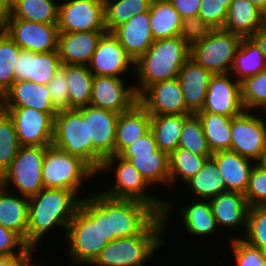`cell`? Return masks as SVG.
<instances>
[{"label":"cell","mask_w":266,"mask_h":266,"mask_svg":"<svg viewBox=\"0 0 266 266\" xmlns=\"http://www.w3.org/2000/svg\"><path fill=\"white\" fill-rule=\"evenodd\" d=\"M81 199L74 191L49 188L29 197L27 245L36 250L38 242L52 227L66 230Z\"/></svg>","instance_id":"cell-1"},{"label":"cell","mask_w":266,"mask_h":266,"mask_svg":"<svg viewBox=\"0 0 266 266\" xmlns=\"http://www.w3.org/2000/svg\"><path fill=\"white\" fill-rule=\"evenodd\" d=\"M65 238L69 243L72 265H90L105 248L108 243L102 230V192L81 199Z\"/></svg>","instance_id":"cell-2"},{"label":"cell","mask_w":266,"mask_h":266,"mask_svg":"<svg viewBox=\"0 0 266 266\" xmlns=\"http://www.w3.org/2000/svg\"><path fill=\"white\" fill-rule=\"evenodd\" d=\"M190 53L191 48L178 36L155 40L134 62L133 71L138 78V84H134L137 95L155 82L177 78Z\"/></svg>","instance_id":"cell-3"},{"label":"cell","mask_w":266,"mask_h":266,"mask_svg":"<svg viewBox=\"0 0 266 266\" xmlns=\"http://www.w3.org/2000/svg\"><path fill=\"white\" fill-rule=\"evenodd\" d=\"M166 226L163 216L158 215L139 235L109 242L90 265L144 266L163 244L161 236Z\"/></svg>","instance_id":"cell-4"},{"label":"cell","mask_w":266,"mask_h":266,"mask_svg":"<svg viewBox=\"0 0 266 266\" xmlns=\"http://www.w3.org/2000/svg\"><path fill=\"white\" fill-rule=\"evenodd\" d=\"M105 170L114 171L116 180L114 185H112L113 187L102 191L104 195L111 198L133 199L144 202L150 205L159 215L163 216L165 225L168 223L167 219L169 218L167 216H170L169 213H171L173 203L157 199V197L150 194L148 195L145 191L148 190L147 188L150 185L128 160L118 155L108 157L103 161L99 172Z\"/></svg>","instance_id":"cell-5"},{"label":"cell","mask_w":266,"mask_h":266,"mask_svg":"<svg viewBox=\"0 0 266 266\" xmlns=\"http://www.w3.org/2000/svg\"><path fill=\"white\" fill-rule=\"evenodd\" d=\"M96 173L80 157L50 145L47 147L42 163L44 188L67 189L76 194L81 189L83 179L92 178Z\"/></svg>","instance_id":"cell-6"},{"label":"cell","mask_w":266,"mask_h":266,"mask_svg":"<svg viewBox=\"0 0 266 266\" xmlns=\"http://www.w3.org/2000/svg\"><path fill=\"white\" fill-rule=\"evenodd\" d=\"M47 147L21 146L10 167L0 176V184L28 198L36 195L44 188L41 174ZM9 184L15 186L14 190Z\"/></svg>","instance_id":"cell-7"},{"label":"cell","mask_w":266,"mask_h":266,"mask_svg":"<svg viewBox=\"0 0 266 266\" xmlns=\"http://www.w3.org/2000/svg\"><path fill=\"white\" fill-rule=\"evenodd\" d=\"M241 40L240 35L215 29L191 47L190 58L213 74L229 73Z\"/></svg>","instance_id":"cell-8"},{"label":"cell","mask_w":266,"mask_h":266,"mask_svg":"<svg viewBox=\"0 0 266 266\" xmlns=\"http://www.w3.org/2000/svg\"><path fill=\"white\" fill-rule=\"evenodd\" d=\"M52 145L80 157L92 168V141H88L87 120L76 109L57 112Z\"/></svg>","instance_id":"cell-9"},{"label":"cell","mask_w":266,"mask_h":266,"mask_svg":"<svg viewBox=\"0 0 266 266\" xmlns=\"http://www.w3.org/2000/svg\"><path fill=\"white\" fill-rule=\"evenodd\" d=\"M87 120L88 141H92V169L99 172L103 161L114 156L118 115L91 105L76 109Z\"/></svg>","instance_id":"cell-10"},{"label":"cell","mask_w":266,"mask_h":266,"mask_svg":"<svg viewBox=\"0 0 266 266\" xmlns=\"http://www.w3.org/2000/svg\"><path fill=\"white\" fill-rule=\"evenodd\" d=\"M255 115L244 110L231 118L230 150L258 163L266 150V122Z\"/></svg>","instance_id":"cell-11"},{"label":"cell","mask_w":266,"mask_h":266,"mask_svg":"<svg viewBox=\"0 0 266 266\" xmlns=\"http://www.w3.org/2000/svg\"><path fill=\"white\" fill-rule=\"evenodd\" d=\"M158 215L144 202L110 197L111 241L139 235Z\"/></svg>","instance_id":"cell-12"},{"label":"cell","mask_w":266,"mask_h":266,"mask_svg":"<svg viewBox=\"0 0 266 266\" xmlns=\"http://www.w3.org/2000/svg\"><path fill=\"white\" fill-rule=\"evenodd\" d=\"M59 32L106 31L104 0H69L58 3Z\"/></svg>","instance_id":"cell-13"},{"label":"cell","mask_w":266,"mask_h":266,"mask_svg":"<svg viewBox=\"0 0 266 266\" xmlns=\"http://www.w3.org/2000/svg\"><path fill=\"white\" fill-rule=\"evenodd\" d=\"M4 32L23 50L46 53L58 49L57 24L8 19Z\"/></svg>","instance_id":"cell-14"},{"label":"cell","mask_w":266,"mask_h":266,"mask_svg":"<svg viewBox=\"0 0 266 266\" xmlns=\"http://www.w3.org/2000/svg\"><path fill=\"white\" fill-rule=\"evenodd\" d=\"M122 77L94 75L90 105L117 114L132 109L138 103V95L133 85H125Z\"/></svg>","instance_id":"cell-15"},{"label":"cell","mask_w":266,"mask_h":266,"mask_svg":"<svg viewBox=\"0 0 266 266\" xmlns=\"http://www.w3.org/2000/svg\"><path fill=\"white\" fill-rule=\"evenodd\" d=\"M12 118L21 146H50L54 119L34 108H2Z\"/></svg>","instance_id":"cell-16"},{"label":"cell","mask_w":266,"mask_h":266,"mask_svg":"<svg viewBox=\"0 0 266 266\" xmlns=\"http://www.w3.org/2000/svg\"><path fill=\"white\" fill-rule=\"evenodd\" d=\"M231 73L214 74L208 85L205 102L199 112L235 117L245 109L241 100V83Z\"/></svg>","instance_id":"cell-17"},{"label":"cell","mask_w":266,"mask_h":266,"mask_svg":"<svg viewBox=\"0 0 266 266\" xmlns=\"http://www.w3.org/2000/svg\"><path fill=\"white\" fill-rule=\"evenodd\" d=\"M138 103L150 115L192 114L186 107L178 78L149 85L138 96Z\"/></svg>","instance_id":"cell-18"},{"label":"cell","mask_w":266,"mask_h":266,"mask_svg":"<svg viewBox=\"0 0 266 266\" xmlns=\"http://www.w3.org/2000/svg\"><path fill=\"white\" fill-rule=\"evenodd\" d=\"M132 67L134 68L133 59L126 53L118 39L107 32L99 40L88 65L93 75L111 77H121Z\"/></svg>","instance_id":"cell-19"},{"label":"cell","mask_w":266,"mask_h":266,"mask_svg":"<svg viewBox=\"0 0 266 266\" xmlns=\"http://www.w3.org/2000/svg\"><path fill=\"white\" fill-rule=\"evenodd\" d=\"M1 108L30 107L48 113L53 119L58 110L52 105L47 84L28 80L14 81L0 99Z\"/></svg>","instance_id":"cell-20"},{"label":"cell","mask_w":266,"mask_h":266,"mask_svg":"<svg viewBox=\"0 0 266 266\" xmlns=\"http://www.w3.org/2000/svg\"><path fill=\"white\" fill-rule=\"evenodd\" d=\"M15 63V81L28 80L39 84H47L62 65L58 51L34 53L23 49Z\"/></svg>","instance_id":"cell-21"},{"label":"cell","mask_w":266,"mask_h":266,"mask_svg":"<svg viewBox=\"0 0 266 266\" xmlns=\"http://www.w3.org/2000/svg\"><path fill=\"white\" fill-rule=\"evenodd\" d=\"M106 31L59 32L58 55L62 64L88 66Z\"/></svg>","instance_id":"cell-22"},{"label":"cell","mask_w":266,"mask_h":266,"mask_svg":"<svg viewBox=\"0 0 266 266\" xmlns=\"http://www.w3.org/2000/svg\"><path fill=\"white\" fill-rule=\"evenodd\" d=\"M112 34L135 62L155 41L150 27V10L133 15Z\"/></svg>","instance_id":"cell-23"},{"label":"cell","mask_w":266,"mask_h":266,"mask_svg":"<svg viewBox=\"0 0 266 266\" xmlns=\"http://www.w3.org/2000/svg\"><path fill=\"white\" fill-rule=\"evenodd\" d=\"M214 74L189 58L178 74L187 109L196 114L202 110L210 79Z\"/></svg>","instance_id":"cell-24"},{"label":"cell","mask_w":266,"mask_h":266,"mask_svg":"<svg viewBox=\"0 0 266 266\" xmlns=\"http://www.w3.org/2000/svg\"><path fill=\"white\" fill-rule=\"evenodd\" d=\"M220 171L225 183V191L245 193L253 166L256 164L232 150L213 153L211 156Z\"/></svg>","instance_id":"cell-25"},{"label":"cell","mask_w":266,"mask_h":266,"mask_svg":"<svg viewBox=\"0 0 266 266\" xmlns=\"http://www.w3.org/2000/svg\"><path fill=\"white\" fill-rule=\"evenodd\" d=\"M209 201L219 227L223 226L229 229L233 227L234 229L243 224L246 232L249 205L243 193L225 191L209 199Z\"/></svg>","instance_id":"cell-26"},{"label":"cell","mask_w":266,"mask_h":266,"mask_svg":"<svg viewBox=\"0 0 266 266\" xmlns=\"http://www.w3.org/2000/svg\"><path fill=\"white\" fill-rule=\"evenodd\" d=\"M151 115L137 103L127 112L120 113L116 122L114 155L150 131Z\"/></svg>","instance_id":"cell-27"},{"label":"cell","mask_w":266,"mask_h":266,"mask_svg":"<svg viewBox=\"0 0 266 266\" xmlns=\"http://www.w3.org/2000/svg\"><path fill=\"white\" fill-rule=\"evenodd\" d=\"M29 198L0 184V224L17 233L27 244Z\"/></svg>","instance_id":"cell-28"},{"label":"cell","mask_w":266,"mask_h":266,"mask_svg":"<svg viewBox=\"0 0 266 266\" xmlns=\"http://www.w3.org/2000/svg\"><path fill=\"white\" fill-rule=\"evenodd\" d=\"M264 24L265 14L249 0H233L223 30L249 38Z\"/></svg>","instance_id":"cell-29"},{"label":"cell","mask_w":266,"mask_h":266,"mask_svg":"<svg viewBox=\"0 0 266 266\" xmlns=\"http://www.w3.org/2000/svg\"><path fill=\"white\" fill-rule=\"evenodd\" d=\"M118 156L128 160L151 186L156 183L169 185V155L157 151L121 152Z\"/></svg>","instance_id":"cell-30"},{"label":"cell","mask_w":266,"mask_h":266,"mask_svg":"<svg viewBox=\"0 0 266 266\" xmlns=\"http://www.w3.org/2000/svg\"><path fill=\"white\" fill-rule=\"evenodd\" d=\"M181 25L182 18L170 0H152L150 27L154 40L177 37Z\"/></svg>","instance_id":"cell-31"},{"label":"cell","mask_w":266,"mask_h":266,"mask_svg":"<svg viewBox=\"0 0 266 266\" xmlns=\"http://www.w3.org/2000/svg\"><path fill=\"white\" fill-rule=\"evenodd\" d=\"M8 19L57 24L58 4L54 0H9Z\"/></svg>","instance_id":"cell-32"},{"label":"cell","mask_w":266,"mask_h":266,"mask_svg":"<svg viewBox=\"0 0 266 266\" xmlns=\"http://www.w3.org/2000/svg\"><path fill=\"white\" fill-rule=\"evenodd\" d=\"M68 82L69 109L90 105L94 75L85 65L62 64Z\"/></svg>","instance_id":"cell-33"},{"label":"cell","mask_w":266,"mask_h":266,"mask_svg":"<svg viewBox=\"0 0 266 266\" xmlns=\"http://www.w3.org/2000/svg\"><path fill=\"white\" fill-rule=\"evenodd\" d=\"M190 114L151 115L150 130L158 149L168 155L179 145L184 119Z\"/></svg>","instance_id":"cell-34"},{"label":"cell","mask_w":266,"mask_h":266,"mask_svg":"<svg viewBox=\"0 0 266 266\" xmlns=\"http://www.w3.org/2000/svg\"><path fill=\"white\" fill-rule=\"evenodd\" d=\"M185 183L186 189L191 190L195 197L202 200H209L221 192H225L223 177L212 157L208 158L196 175Z\"/></svg>","instance_id":"cell-35"},{"label":"cell","mask_w":266,"mask_h":266,"mask_svg":"<svg viewBox=\"0 0 266 266\" xmlns=\"http://www.w3.org/2000/svg\"><path fill=\"white\" fill-rule=\"evenodd\" d=\"M266 69V62L257 44L249 37L242 38L235 54L231 73L238 82Z\"/></svg>","instance_id":"cell-36"},{"label":"cell","mask_w":266,"mask_h":266,"mask_svg":"<svg viewBox=\"0 0 266 266\" xmlns=\"http://www.w3.org/2000/svg\"><path fill=\"white\" fill-rule=\"evenodd\" d=\"M196 114L201 120L204 136L212 154L230 150L232 117L210 112H197Z\"/></svg>","instance_id":"cell-37"},{"label":"cell","mask_w":266,"mask_h":266,"mask_svg":"<svg viewBox=\"0 0 266 266\" xmlns=\"http://www.w3.org/2000/svg\"><path fill=\"white\" fill-rule=\"evenodd\" d=\"M181 219L185 230L194 236H209L217 230V222L213 216L209 200L192 202L181 210Z\"/></svg>","instance_id":"cell-38"},{"label":"cell","mask_w":266,"mask_h":266,"mask_svg":"<svg viewBox=\"0 0 266 266\" xmlns=\"http://www.w3.org/2000/svg\"><path fill=\"white\" fill-rule=\"evenodd\" d=\"M152 0H104L105 30L112 33L133 15L149 11Z\"/></svg>","instance_id":"cell-39"},{"label":"cell","mask_w":266,"mask_h":266,"mask_svg":"<svg viewBox=\"0 0 266 266\" xmlns=\"http://www.w3.org/2000/svg\"><path fill=\"white\" fill-rule=\"evenodd\" d=\"M208 158L211 157L200 156L187 149L177 148L169 154V185H173L177 178L186 182L194 177Z\"/></svg>","instance_id":"cell-40"},{"label":"cell","mask_w":266,"mask_h":266,"mask_svg":"<svg viewBox=\"0 0 266 266\" xmlns=\"http://www.w3.org/2000/svg\"><path fill=\"white\" fill-rule=\"evenodd\" d=\"M178 148H184L194 154L211 157L203 126L197 114H190L184 119Z\"/></svg>","instance_id":"cell-41"},{"label":"cell","mask_w":266,"mask_h":266,"mask_svg":"<svg viewBox=\"0 0 266 266\" xmlns=\"http://www.w3.org/2000/svg\"><path fill=\"white\" fill-rule=\"evenodd\" d=\"M20 147L14 122L0 107V176L10 167Z\"/></svg>","instance_id":"cell-42"},{"label":"cell","mask_w":266,"mask_h":266,"mask_svg":"<svg viewBox=\"0 0 266 266\" xmlns=\"http://www.w3.org/2000/svg\"><path fill=\"white\" fill-rule=\"evenodd\" d=\"M21 48L5 33H0V99L15 81V62Z\"/></svg>","instance_id":"cell-43"},{"label":"cell","mask_w":266,"mask_h":266,"mask_svg":"<svg viewBox=\"0 0 266 266\" xmlns=\"http://www.w3.org/2000/svg\"><path fill=\"white\" fill-rule=\"evenodd\" d=\"M241 100L245 110L266 114V69L241 82Z\"/></svg>","instance_id":"cell-44"},{"label":"cell","mask_w":266,"mask_h":266,"mask_svg":"<svg viewBox=\"0 0 266 266\" xmlns=\"http://www.w3.org/2000/svg\"><path fill=\"white\" fill-rule=\"evenodd\" d=\"M244 236L251 246L266 252V206L249 207Z\"/></svg>","instance_id":"cell-45"},{"label":"cell","mask_w":266,"mask_h":266,"mask_svg":"<svg viewBox=\"0 0 266 266\" xmlns=\"http://www.w3.org/2000/svg\"><path fill=\"white\" fill-rule=\"evenodd\" d=\"M232 254L237 266H266V252L251 246L244 239H230Z\"/></svg>","instance_id":"cell-46"},{"label":"cell","mask_w":266,"mask_h":266,"mask_svg":"<svg viewBox=\"0 0 266 266\" xmlns=\"http://www.w3.org/2000/svg\"><path fill=\"white\" fill-rule=\"evenodd\" d=\"M244 196L249 207L266 206V169L259 163L253 166Z\"/></svg>","instance_id":"cell-47"},{"label":"cell","mask_w":266,"mask_h":266,"mask_svg":"<svg viewBox=\"0 0 266 266\" xmlns=\"http://www.w3.org/2000/svg\"><path fill=\"white\" fill-rule=\"evenodd\" d=\"M215 30L208 22L198 16L182 19V25L178 37L190 48L208 37Z\"/></svg>","instance_id":"cell-48"},{"label":"cell","mask_w":266,"mask_h":266,"mask_svg":"<svg viewBox=\"0 0 266 266\" xmlns=\"http://www.w3.org/2000/svg\"><path fill=\"white\" fill-rule=\"evenodd\" d=\"M233 0H201L198 17L215 29H223Z\"/></svg>","instance_id":"cell-49"},{"label":"cell","mask_w":266,"mask_h":266,"mask_svg":"<svg viewBox=\"0 0 266 266\" xmlns=\"http://www.w3.org/2000/svg\"><path fill=\"white\" fill-rule=\"evenodd\" d=\"M34 250L17 233L0 224V256L32 255Z\"/></svg>","instance_id":"cell-50"},{"label":"cell","mask_w":266,"mask_h":266,"mask_svg":"<svg viewBox=\"0 0 266 266\" xmlns=\"http://www.w3.org/2000/svg\"><path fill=\"white\" fill-rule=\"evenodd\" d=\"M52 105L59 110L69 109L68 82L65 71L60 67L54 77L47 83Z\"/></svg>","instance_id":"cell-51"},{"label":"cell","mask_w":266,"mask_h":266,"mask_svg":"<svg viewBox=\"0 0 266 266\" xmlns=\"http://www.w3.org/2000/svg\"><path fill=\"white\" fill-rule=\"evenodd\" d=\"M158 146L154 139L151 130L146 133L143 137L138 138L126 147L122 152H143V151H157Z\"/></svg>","instance_id":"cell-52"},{"label":"cell","mask_w":266,"mask_h":266,"mask_svg":"<svg viewBox=\"0 0 266 266\" xmlns=\"http://www.w3.org/2000/svg\"><path fill=\"white\" fill-rule=\"evenodd\" d=\"M170 2L184 19L198 15L201 0H170Z\"/></svg>","instance_id":"cell-53"},{"label":"cell","mask_w":266,"mask_h":266,"mask_svg":"<svg viewBox=\"0 0 266 266\" xmlns=\"http://www.w3.org/2000/svg\"><path fill=\"white\" fill-rule=\"evenodd\" d=\"M102 230L103 238L111 242V225H110V197L102 193Z\"/></svg>","instance_id":"cell-54"},{"label":"cell","mask_w":266,"mask_h":266,"mask_svg":"<svg viewBox=\"0 0 266 266\" xmlns=\"http://www.w3.org/2000/svg\"><path fill=\"white\" fill-rule=\"evenodd\" d=\"M32 256L33 255L0 256V266H34L32 264Z\"/></svg>","instance_id":"cell-55"},{"label":"cell","mask_w":266,"mask_h":266,"mask_svg":"<svg viewBox=\"0 0 266 266\" xmlns=\"http://www.w3.org/2000/svg\"><path fill=\"white\" fill-rule=\"evenodd\" d=\"M259 47L261 53L264 56L266 62V24L261 26L251 37Z\"/></svg>","instance_id":"cell-56"},{"label":"cell","mask_w":266,"mask_h":266,"mask_svg":"<svg viewBox=\"0 0 266 266\" xmlns=\"http://www.w3.org/2000/svg\"><path fill=\"white\" fill-rule=\"evenodd\" d=\"M9 17V0H0V33L4 32Z\"/></svg>","instance_id":"cell-57"},{"label":"cell","mask_w":266,"mask_h":266,"mask_svg":"<svg viewBox=\"0 0 266 266\" xmlns=\"http://www.w3.org/2000/svg\"><path fill=\"white\" fill-rule=\"evenodd\" d=\"M257 8H259L264 14L266 13V0H249Z\"/></svg>","instance_id":"cell-58"},{"label":"cell","mask_w":266,"mask_h":266,"mask_svg":"<svg viewBox=\"0 0 266 266\" xmlns=\"http://www.w3.org/2000/svg\"><path fill=\"white\" fill-rule=\"evenodd\" d=\"M263 168L266 169V150L261 158V160L258 162Z\"/></svg>","instance_id":"cell-59"}]
</instances>
